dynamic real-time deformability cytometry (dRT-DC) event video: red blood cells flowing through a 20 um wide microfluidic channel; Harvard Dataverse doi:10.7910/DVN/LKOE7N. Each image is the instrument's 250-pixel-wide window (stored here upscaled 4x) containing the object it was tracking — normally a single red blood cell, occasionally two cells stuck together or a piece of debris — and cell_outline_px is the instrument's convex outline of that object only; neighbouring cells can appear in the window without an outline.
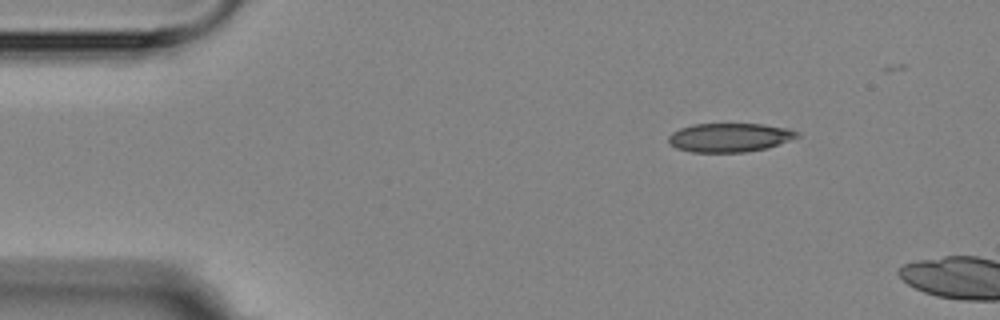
{"species": "Egyptian fruit bat (a non-hibernating species)", "species_latin": "Rousettus aegyptiacus", "temperature_condition": "room temperature", "stored_images_in_passage": 4, "camera_frame_rate_fps": 3000, "um_per_image_px": 0.085, "animal": {"sex": "female"}, "frame": {"image": 1, "passage_image": 1, "time_ms": 0.0, "image_size_px": [1000, 320], "cell_outline_px": [[800, 136], [768, 148], [744, 152], [692, 152], [676, 148], [668, 144], [668, 136], [672, 132], [680, 128], [692, 124], [764, 124], [784, 128], [800, 132]], "centroid_in_image_um": [61.98, 11.69], "position_along_channel_um": 23.0, "area_um2": 21.68}}